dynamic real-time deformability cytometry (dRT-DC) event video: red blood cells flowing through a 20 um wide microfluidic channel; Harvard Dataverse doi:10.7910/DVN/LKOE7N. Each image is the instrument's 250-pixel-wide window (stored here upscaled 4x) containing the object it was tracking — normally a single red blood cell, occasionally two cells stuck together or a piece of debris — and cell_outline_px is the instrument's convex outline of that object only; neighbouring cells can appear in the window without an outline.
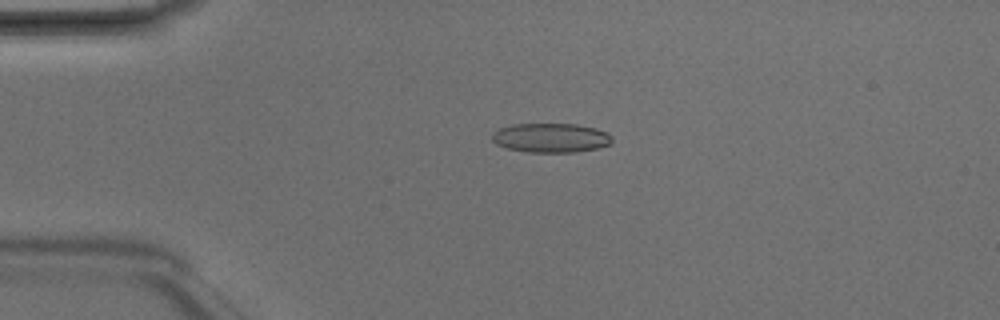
{"species": "Egyptian fruit bat (a non-hibernating species)", "species_latin": "Rousettus aegyptiacus", "temperature_condition": "room temperature", "stored_images_in_passage": 3, "camera_frame_rate_fps": 3000, "um_per_image_px": 0.085, "animal": {"sex": "male"}, "frame": {"image": 1, "passage_image": 2, "time_ms": 0.333, "image_size_px": [1000, 320], "cell_outline_px": [[612, 144], [596, 148], [576, 152], [528, 152], [508, 148], [496, 144], [492, 140], [492, 132], [500, 128], [512, 124], [576, 124], [596, 128], [608, 132], [612, 136]], "centroid_in_image_um": [46.84, 11.71], "position_along_channel_um": 38.2, "area_um2": 20.58}}